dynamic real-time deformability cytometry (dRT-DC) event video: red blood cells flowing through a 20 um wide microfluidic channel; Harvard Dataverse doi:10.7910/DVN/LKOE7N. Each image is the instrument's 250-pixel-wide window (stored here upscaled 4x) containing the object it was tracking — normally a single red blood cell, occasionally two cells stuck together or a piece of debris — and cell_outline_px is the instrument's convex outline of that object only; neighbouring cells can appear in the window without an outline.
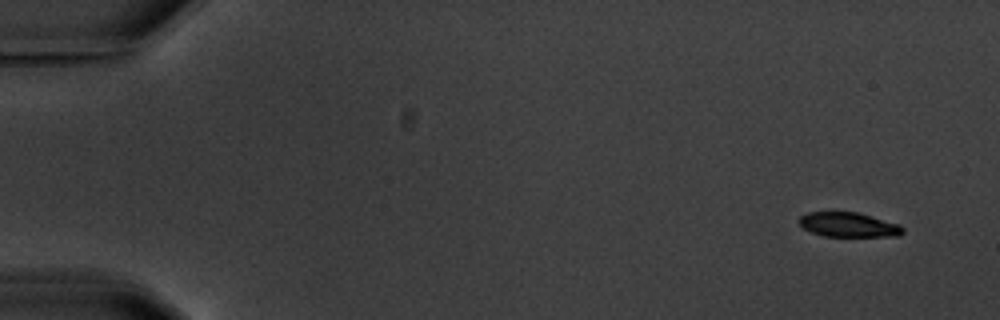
{"species": "common noctule bat (a hibernating species)", "species_latin": "Nyctalus noctula", "temperature_condition": "warm", "stored_images_in_passage": 4, "segment_of_instrument_passage": [2, 2], "camera_frame_rate_fps": 3000, "um_per_image_px": 0.085, "animal": {"sex": "male", "body_mass_g": 20.1, "forearm_length_mm": 53.5}, "frame": {"image": 1, "passage_image": 4, "time_ms": 4.0, "image_size_px": [1000, 320], "cell_outline_px": [[904, 232], [900, 236], [824, 236], [812, 232], [804, 228], [796, 220], [800, 216], [808, 212], [856, 212], [900, 224], [904, 228]], "centroid_in_image_um": [72.13, 19.1], "position_along_channel_um": 12.9, "area_um2": 14.85}}